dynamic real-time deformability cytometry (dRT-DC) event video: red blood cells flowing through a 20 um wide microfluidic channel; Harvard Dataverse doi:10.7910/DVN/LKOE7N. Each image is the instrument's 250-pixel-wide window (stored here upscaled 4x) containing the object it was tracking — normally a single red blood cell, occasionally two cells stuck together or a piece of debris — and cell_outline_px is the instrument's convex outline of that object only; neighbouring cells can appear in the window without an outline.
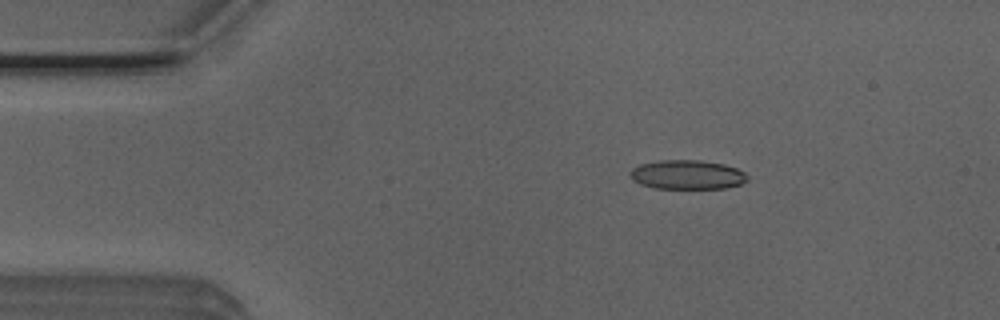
{"species": "Egyptian fruit bat (a non-hibernating species)", "species_latin": "Rousettus aegyptiacus", "temperature_condition": "room temperature", "stored_images_in_passage": 6, "camera_frame_rate_fps": 3000, "um_per_image_px": 0.085, "animal": {"sex": "male"}, "frame": {"image": 1, "passage_image": 2, "time_ms": 0.333, "image_size_px": [1000, 320], "cell_outline_px": [[748, 180], [740, 184], [724, 188], [656, 188], [640, 184], [632, 180], [628, 172], [632, 168], [640, 164], [660, 160], [700, 160], [724, 164], [736, 168], [744, 172], [748, 176]], "centroid_in_image_um": [58.39, 14.84], "position_along_channel_um": 26.6, "area_um2": 20.0}}
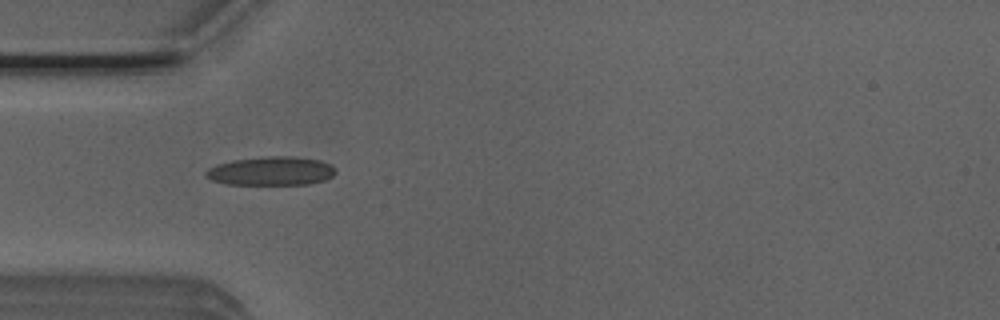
{"frame": {"image": 2, "passage_image": 4, "time_ms": 1.0, "image_size_px": [1000, 320], "cell_outline_px": [[336, 172], [332, 176], [324, 180], [308, 184], [228, 184], [212, 180], [204, 176], [204, 172], [208, 168], [216, 164], [232, 160], [268, 156], [288, 156], [320, 160], [336, 168]], "centroid_in_image_um": [23.01, 14.53], "position_along_channel_um": 62.0, "area_um2": 21.68}}